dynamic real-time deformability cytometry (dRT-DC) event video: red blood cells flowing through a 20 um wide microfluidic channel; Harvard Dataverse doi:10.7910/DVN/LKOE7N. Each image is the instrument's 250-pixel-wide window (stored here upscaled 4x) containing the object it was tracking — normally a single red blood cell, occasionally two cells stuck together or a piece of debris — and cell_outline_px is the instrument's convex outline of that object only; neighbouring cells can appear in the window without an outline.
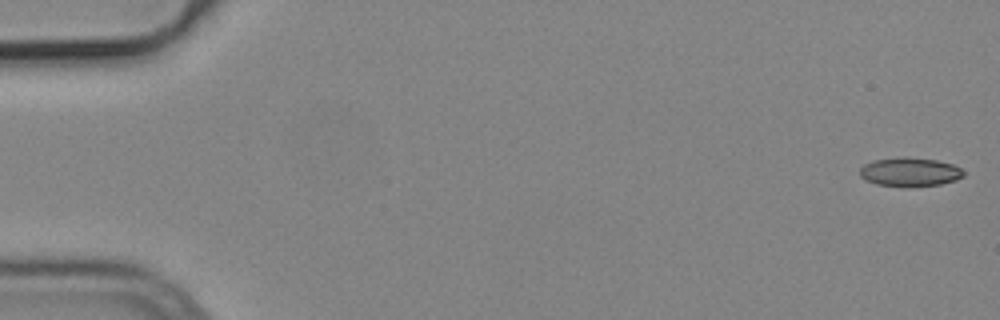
{"species": "common noctule bat (a hibernating species)", "species_latin": "Nyctalus noctula", "temperature_condition": "cold", "stored_images_in_passage": 54, "camera_frame_rate_fps": 3000, "um_per_image_px": 0.085, "animal": {"sex": "male", "body_mass_g": 19.2, "forearm_length_mm": 51.8}, "frame": {"image": 1, "passage_image": 1, "time_ms": 0.0, "image_size_px": [1000, 320], "cell_outline_px": [[964, 176], [956, 180], [940, 184], [904, 188], [876, 184], [864, 180], [860, 176], [860, 168], [864, 164], [872, 160], [904, 156], [936, 160], [952, 164], [960, 168], [964, 172]], "centroid_in_image_um": [77.3, 14.63], "position_along_channel_um": 7.7, "area_um2": 17.8}}
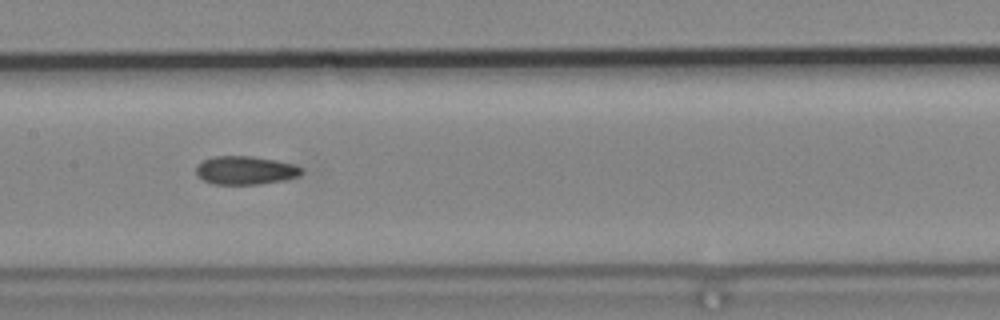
{"frame": {"image": 2, "passage_image": 27, "time_ms": 8.667, "image_size_px": [1000, 320], "cell_outline_px": [[304, 172], [300, 176], [284, 180], [256, 184], [212, 184], [196, 176], [196, 164], [212, 156], [252, 156], [276, 160], [292, 164], [304, 168]], "centroid_in_image_um": [20.85, 14.47], "position_along_channel_um": 186.5, "area_um2": 17.63}}
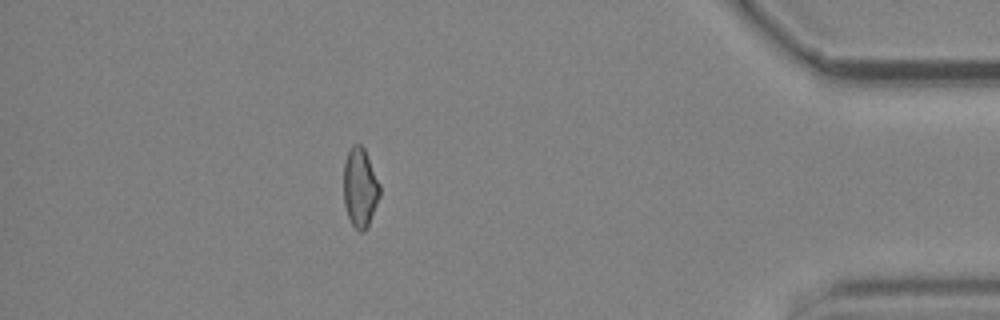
{"frame": {"image": 3, "passage_image": 48, "time_ms": 15.667, "image_size_px": [1000, 320], "cell_outline_px": [[380, 196], [368, 224], [364, 232], [360, 232], [352, 224], [348, 216], [344, 204], [344, 160], [352, 144], [360, 144], [364, 148], [380, 184]], "centroid_in_image_um": [30.6, 15.93], "position_along_channel_um": 404.6, "area_um2": 16.59}, "authors_computed_cell_mechanics": {"area_um2": 17.629, "velocity_mm_per_s": 3.7823, "shape_relaxation_time_tau1_ms": null, "shape_relaxation_time_tau2_ms": 4.1972, "deformation_change_tau1": null, "deformation_change_tau2": 0.0954}}